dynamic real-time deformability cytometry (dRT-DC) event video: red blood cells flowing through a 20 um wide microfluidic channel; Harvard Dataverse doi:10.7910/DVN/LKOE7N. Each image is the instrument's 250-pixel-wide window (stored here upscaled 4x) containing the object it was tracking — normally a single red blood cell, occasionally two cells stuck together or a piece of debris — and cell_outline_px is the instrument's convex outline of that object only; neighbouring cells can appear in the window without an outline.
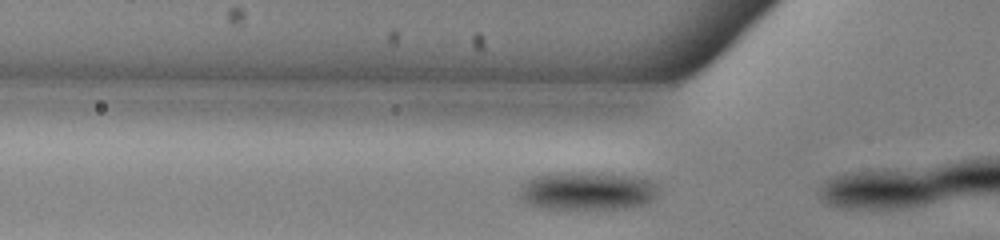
{"species": "common noctule bat (a hibernating species)", "species_latin": "Nyctalus noctula", "temperature_condition": "warm", "stored_images_in_passage": 6, "camera_frame_rate_fps": 3000, "um_per_image_px": 0.085, "animal": {"sex": "male", "body_mass_g": 13.0, "forearm_length_mm": 53.1}, "frame": {"image": 1, "passage_image": 4, "time_ms": 1.0, "image_size_px": [1000, 240], "cell_outline_px": [[656, 196], [648, 204], [632, 208], [544, 208], [528, 204], [520, 196], [520, 192], [524, 184], [528, 180], [536, 176], [556, 172], [604, 172], [636, 176], [656, 180]], "centroid_in_image_um": [50.01, 16.2], "position_along_channel_um": 75.8, "area_um2": 31.27}}